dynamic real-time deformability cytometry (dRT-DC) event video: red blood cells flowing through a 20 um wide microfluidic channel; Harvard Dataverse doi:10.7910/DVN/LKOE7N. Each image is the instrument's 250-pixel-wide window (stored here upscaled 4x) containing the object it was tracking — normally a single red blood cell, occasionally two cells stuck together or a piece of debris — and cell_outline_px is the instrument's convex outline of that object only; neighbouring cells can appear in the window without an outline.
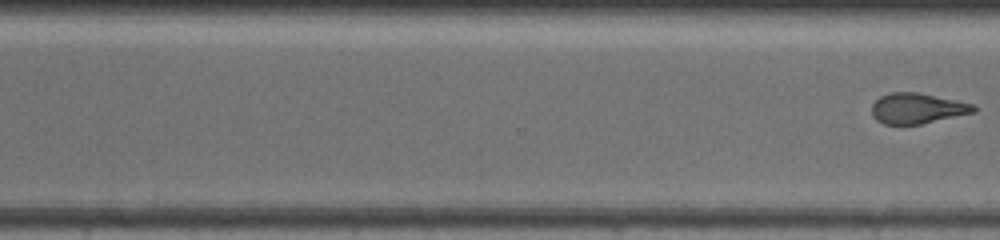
{"species": "common noctule bat (a hibernating species)", "species_latin": "Nyctalus noctula", "temperature_condition": "warm", "stored_images_in_passage": 13, "segment_of_instrument_passage": [2, 2], "camera_frame_rate_fps": 3000, "um_per_image_px": 0.085, "animal": {"sex": "female", "body_mass_g": 19.5, "forearm_length_mm": 54.1}, "frame": {"image": 1, "passage_image": 13, "time_ms": 13.667, "image_size_px": [1000, 240], "cell_outline_px": [[976, 112], [920, 124], [884, 124], [876, 120], [872, 116], [872, 104], [880, 96], [888, 92], [920, 92], [956, 100], [972, 104], [976, 108]], "centroid_in_image_um": [77.94, 9.2], "position_along_channel_um": 292.7, "area_um2": 18.15}}